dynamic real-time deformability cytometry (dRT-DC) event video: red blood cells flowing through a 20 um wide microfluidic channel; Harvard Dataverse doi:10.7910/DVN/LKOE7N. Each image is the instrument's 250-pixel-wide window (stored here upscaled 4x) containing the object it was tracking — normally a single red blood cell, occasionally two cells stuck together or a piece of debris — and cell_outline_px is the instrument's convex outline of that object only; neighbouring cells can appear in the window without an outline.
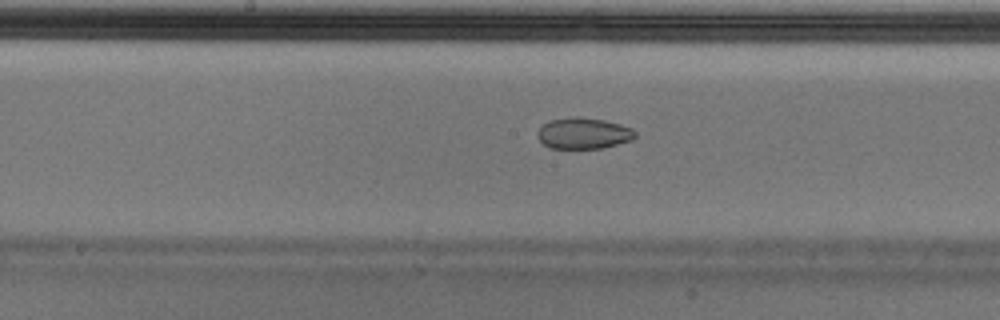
{"species": "Egyptian fruit bat (a non-hibernating species)", "species_latin": "Rousettus aegyptiacus", "temperature_condition": "cold", "stored_images_in_passage": 55, "camera_frame_rate_fps": 3000, "um_per_image_px": 0.085, "animal": {"sex": "male"}, "frame": {"image": 1, "passage_image": 28, "time_ms": 9.0, "image_size_px": [1000, 320], "cell_outline_px": [[636, 136], [632, 140], [600, 148], [548, 148], [536, 136], [536, 132], [548, 120], [572, 116], [576, 116], [604, 120], [620, 124], [632, 128], [636, 132]], "centroid_in_image_um": [49.57, 11.32], "position_along_channel_um": 198.6, "area_um2": 17.8}}
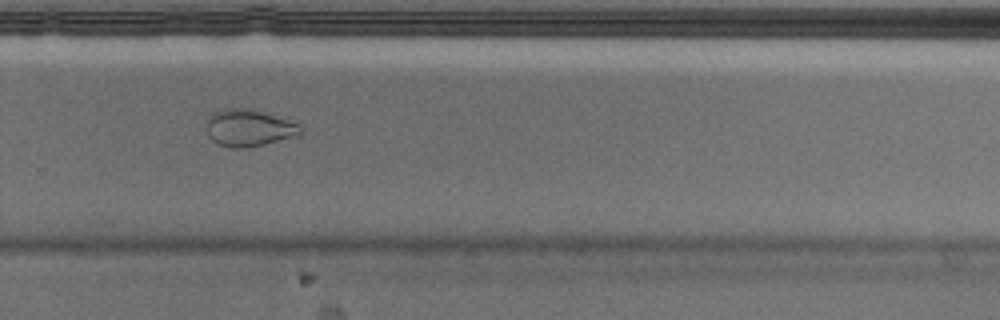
{"frame": {"image": 2, "passage_image": 37, "time_ms": 12.0, "image_size_px": [1000, 320], "cell_outline_px": [[300, 132], [264, 144], [244, 148], [232, 148], [216, 144], [208, 136], [208, 120], [212, 112], [228, 108], [248, 108], [288, 120], [300, 124]], "centroid_in_image_um": [21.06, 10.87], "position_along_channel_um": 308.7, "area_um2": 19.59}}
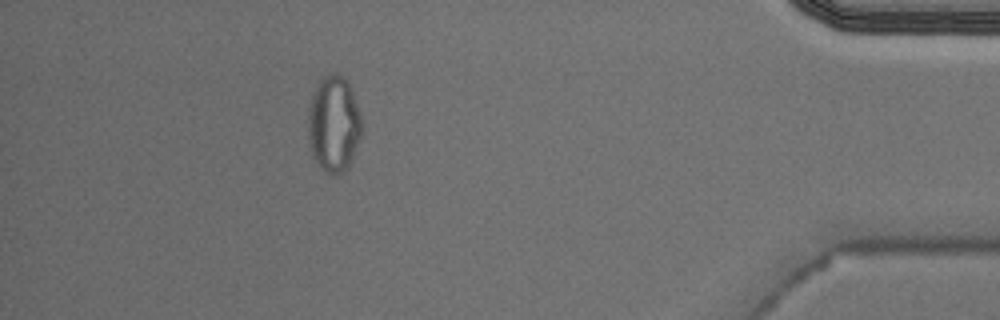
{"frame": {"image": 3, "passage_image": 49, "time_ms": 16.0, "image_size_px": [1000, 320], "cell_outline_px": [[364, 128], [348, 168], [340, 172], [324, 172], [312, 156], [308, 136], [308, 108], [312, 96], [320, 80], [328, 72], [336, 72], [348, 84], [352, 92], [360, 112]], "centroid_in_image_um": [28.37, 10.53], "position_along_channel_um": 406.8, "area_um2": 30.0}, "authors_computed_cell_mechanics": {"area_um2": 20.8658, "velocity_mm_per_s": 3.6777, "shape_relaxation_time_tau1_ms": null, "shape_relaxation_time_tau2_ms": 2.889, "deformation_change_tau1": null, "deformation_change_tau2": 0.06}}